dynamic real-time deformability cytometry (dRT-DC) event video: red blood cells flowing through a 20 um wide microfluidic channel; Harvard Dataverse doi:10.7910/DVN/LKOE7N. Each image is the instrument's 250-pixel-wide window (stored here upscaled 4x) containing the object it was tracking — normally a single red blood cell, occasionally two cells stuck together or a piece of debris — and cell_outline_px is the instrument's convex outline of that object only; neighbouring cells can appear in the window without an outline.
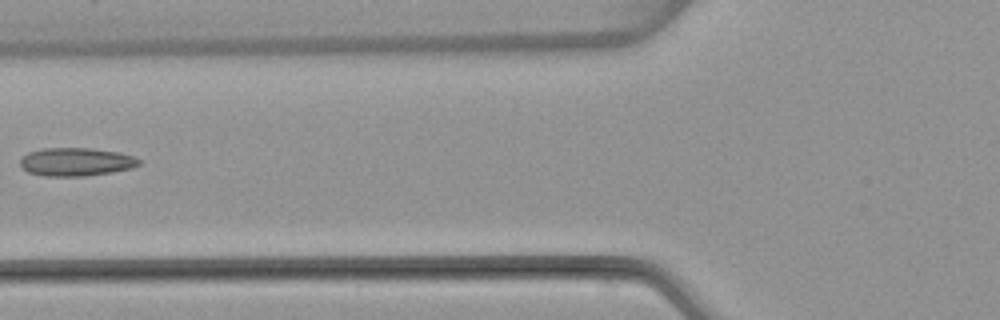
{"species": "common noctule bat (a hibernating species)", "species_latin": "Nyctalus noctula", "temperature_condition": "warm", "stored_images_in_passage": 5, "camera_frame_rate_fps": 3000, "um_per_image_px": 0.085, "animal": {"sex": "female", "body_mass_g": 22.7, "forearm_length_mm": 54.2}, "frame": {"image": 1, "passage_image": 5, "time_ms": 6.0, "image_size_px": [1000, 320], "cell_outline_px": [[140, 164], [132, 168], [112, 172], [84, 176], [44, 176], [28, 172], [20, 164], [20, 160], [28, 152], [44, 148], [92, 148], [120, 152], [132, 156], [140, 160]], "centroid_in_image_um": [6.48, 13.75], "position_along_channel_um": 119.3, "area_um2": 19.54}}